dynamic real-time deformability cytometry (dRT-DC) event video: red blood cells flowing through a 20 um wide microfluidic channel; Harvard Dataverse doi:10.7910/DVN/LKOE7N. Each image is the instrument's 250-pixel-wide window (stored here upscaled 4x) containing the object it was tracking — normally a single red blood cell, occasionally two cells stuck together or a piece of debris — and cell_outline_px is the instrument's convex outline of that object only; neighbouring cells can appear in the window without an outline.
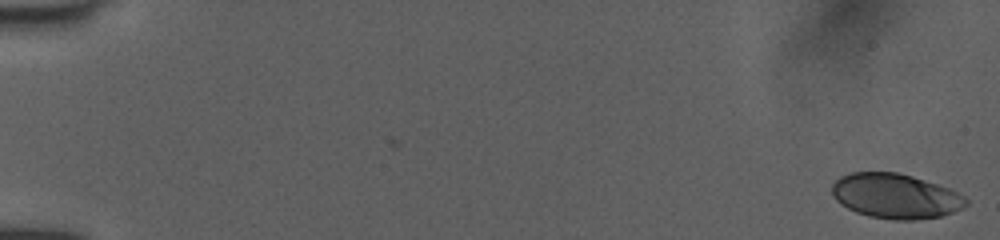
{"species": "human", "species_latin": "Homo sapiens", "temperature_condition": "room temperature", "stored_images_in_passage": 52, "camera_frame_rate_fps": 3000, "um_per_image_px": 0.085, "donor": {"sex": "female"}, "frame": {"image": 1, "passage_image": 1, "time_ms": 0.0, "image_size_px": [1000, 240], "cell_outline_px": [[968, 204], [964, 208], [940, 216], [916, 220], [892, 220], [868, 216], [856, 212], [840, 204], [832, 196], [832, 184], [840, 176], [852, 172], [896, 172], [912, 176], [948, 188], [964, 196], [968, 200]], "centroid_in_image_um": [76.1, 16.67], "position_along_channel_um": 8.9, "area_um2": 35.08}}
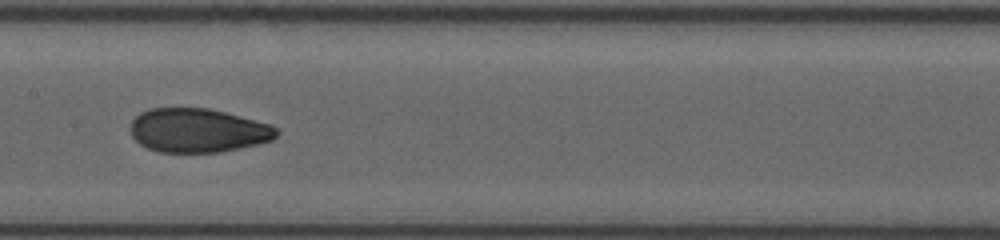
{"frame": {"image": 2, "passage_image": 28, "time_ms": 9.0, "image_size_px": [1000, 240], "cell_outline_px": [[280, 132], [272, 140], [240, 148], [220, 152], [160, 152], [148, 148], [140, 144], [132, 136], [128, 128], [132, 120], [140, 112], [148, 108], [208, 108], [240, 116], [268, 124], [280, 128]], "centroid_in_image_um": [16.79, 11.08], "position_along_channel_um": 190.6, "area_um2": 37.51}}
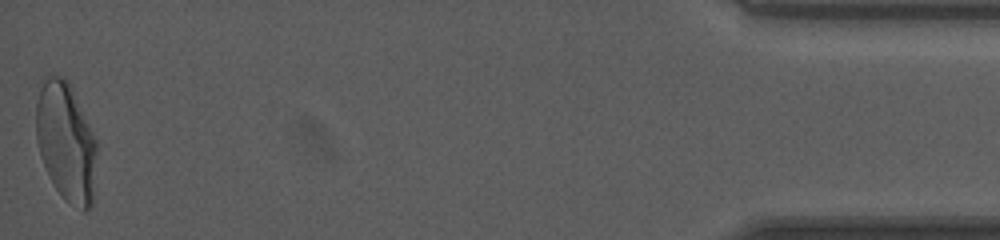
{"frame": {"image": 3, "passage_image": 52, "time_ms": 17.0, "image_size_px": [1000, 240], "cell_outline_px": [[96, 152], [92, 204], [84, 212], [64, 200], [56, 188], [40, 156], [36, 140], [36, 104], [40, 88], [44, 76], [48, 72], [64, 76], [68, 80], [72, 88], [96, 140]], "centroid_in_image_um": [5.59, 12.01], "position_along_channel_um": 429.6, "area_um2": 42.02}, "authors_computed_cell_mechanics": {"area_um2": 37.6856, "velocity_mm_per_s": 4.0331, "shape_relaxation_time_tau1_ms": 6.5811, "shape_relaxation_time_tau2_ms": 1.0352, "deformation_change_tau1": 0.2134, "deformation_change_tau2": 0.0587}}